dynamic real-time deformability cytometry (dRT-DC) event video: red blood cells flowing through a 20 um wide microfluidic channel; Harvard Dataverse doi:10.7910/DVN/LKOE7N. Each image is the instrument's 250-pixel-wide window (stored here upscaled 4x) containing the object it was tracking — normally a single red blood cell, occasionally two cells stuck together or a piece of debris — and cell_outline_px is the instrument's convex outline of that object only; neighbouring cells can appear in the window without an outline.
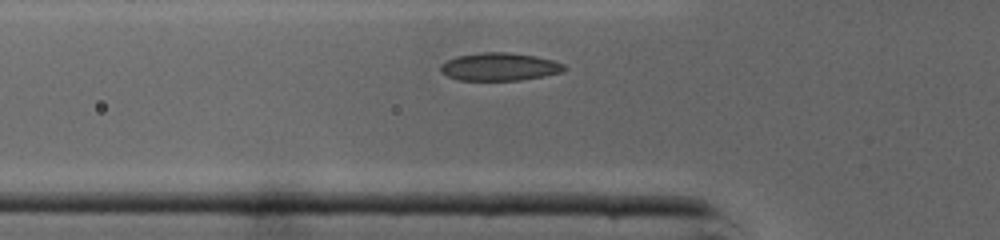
{"species": "common noctule bat (a hibernating species)", "species_latin": "Nyctalus noctula", "temperature_condition": "cold", "stored_images_in_passage": 30, "camera_frame_rate_fps": 3000, "um_per_image_px": 0.085, "animal": {"sex": "male", "body_mass_g": 19.0, "forearm_length_mm": 50.8}, "frame": {"image": 1, "passage_image": 9, "time_ms": 2.667, "image_size_px": [1000, 240], "cell_outline_px": [[568, 68], [564, 72], [544, 76], [520, 80], [460, 80], [448, 76], [440, 72], [440, 64], [456, 56], [484, 52], [508, 52], [536, 56], [552, 60], [564, 64]], "centroid_in_image_um": [42.48, 5.67], "position_along_channel_um": 83.3, "area_um2": 20.17}}
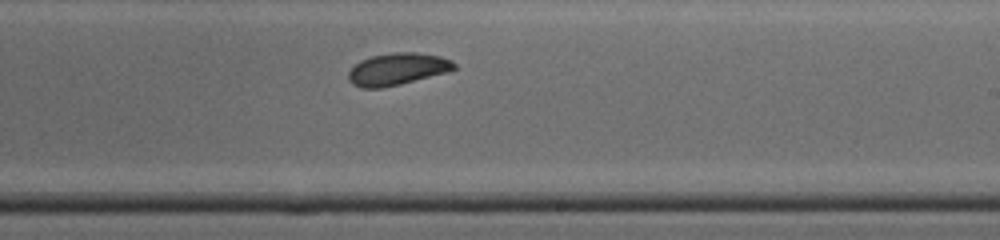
{"frame": {"image": 2, "passage_image": 21, "time_ms": 6.667, "image_size_px": [1000, 240], "cell_outline_px": [[456, 68], [448, 72], [400, 84], [380, 88], [360, 88], [352, 84], [348, 80], [348, 72], [360, 60], [372, 56], [392, 52], [416, 52], [440, 56], [452, 60], [456, 64]], "centroid_in_image_um": [33.78, 5.87], "position_along_channel_um": 255.2, "area_um2": 19.83}}
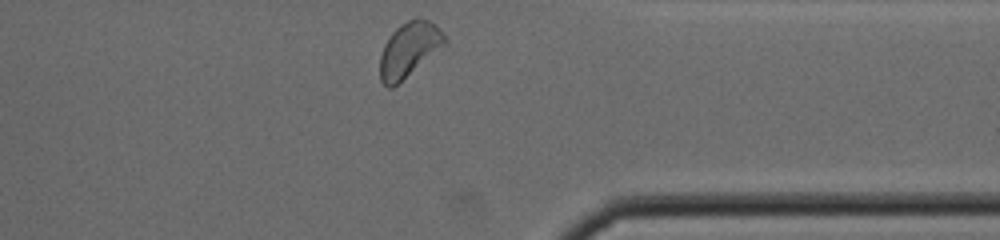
{"frame": {"image": 3, "passage_image": 30, "time_ms": 9.667, "image_size_px": [1000, 240], "cell_outline_px": [[448, 44], [392, 88], [388, 88], [380, 80], [380, 56], [384, 44], [392, 32], [400, 24], [416, 16], [428, 20], [436, 24], [448, 40]], "centroid_in_image_um": [34.8, 4.19], "position_along_channel_um": 376.6, "area_um2": 20.92}, "authors_computed_cell_mechanics": {"area_um2": 19.7387, "velocity_mm_per_s": 4.305, "shape_relaxation_time_tau1_ms": 3.4181, "shape_relaxation_time_tau2_ms": null, "deformation_change_tau1": 0.1092, "deformation_change_tau2": null}}